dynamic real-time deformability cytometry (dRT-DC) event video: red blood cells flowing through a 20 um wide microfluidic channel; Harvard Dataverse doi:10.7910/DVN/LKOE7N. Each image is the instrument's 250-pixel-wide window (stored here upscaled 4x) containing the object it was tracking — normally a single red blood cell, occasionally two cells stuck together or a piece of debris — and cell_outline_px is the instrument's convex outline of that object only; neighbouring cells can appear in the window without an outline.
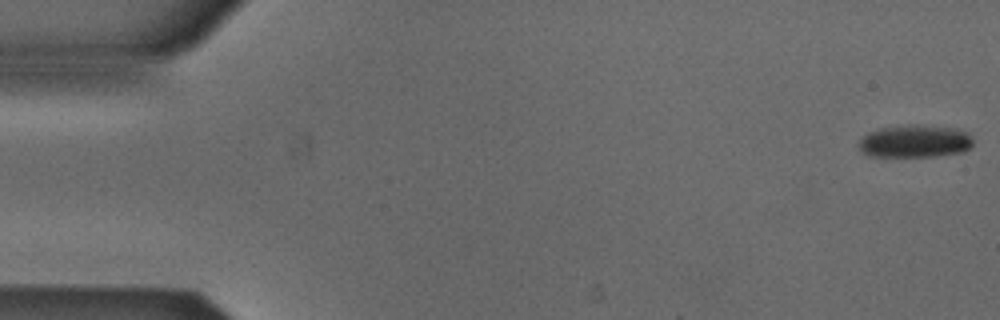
{"species": "Egyptian fruit bat (a non-hibernating species)", "species_latin": "Rousettus aegyptiacus", "temperature_condition": "cold", "stored_images_in_passage": 10, "camera_frame_rate_fps": 3000, "um_per_image_px": 0.085, "animal": {"sex": "male"}, "frame": {"image": 1, "passage_image": 1, "time_ms": 0.0, "image_size_px": [1000, 320], "cell_outline_px": [[972, 144], [964, 152], [936, 156], [868, 156], [860, 152], [856, 144], [868, 132], [880, 128], [908, 124], [912, 124], [948, 128], [968, 132], [972, 136]], "centroid_in_image_um": [77.71, 12.01], "position_along_channel_um": 7.3, "area_um2": 21.79}}